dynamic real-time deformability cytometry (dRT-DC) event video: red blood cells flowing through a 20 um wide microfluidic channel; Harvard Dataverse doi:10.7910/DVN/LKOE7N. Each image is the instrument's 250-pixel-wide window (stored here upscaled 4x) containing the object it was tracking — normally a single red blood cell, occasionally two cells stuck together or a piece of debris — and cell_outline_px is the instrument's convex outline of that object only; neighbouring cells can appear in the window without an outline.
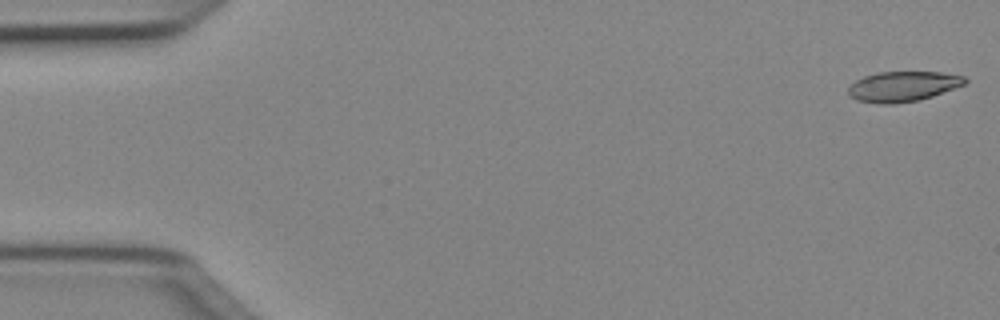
{"species": "Egyptian fruit bat (a non-hibernating species)", "species_latin": "Rousettus aegyptiacus", "temperature_condition": "cold", "stored_images_in_passage": 50, "camera_frame_rate_fps": 3000, "um_per_image_px": 0.085, "animal": {"sex": "female"}, "frame": {"image": 1, "passage_image": 1, "time_ms": 0.0, "image_size_px": [1000, 320], "cell_outline_px": [[968, 80], [964, 84], [932, 96], [920, 100], [892, 104], [880, 104], [856, 100], [848, 92], [848, 88], [856, 80], [864, 76], [876, 72], [940, 72], [964, 76]], "centroid_in_image_um": [76.73, 7.34], "position_along_channel_um": 8.3, "area_um2": 20.4}}
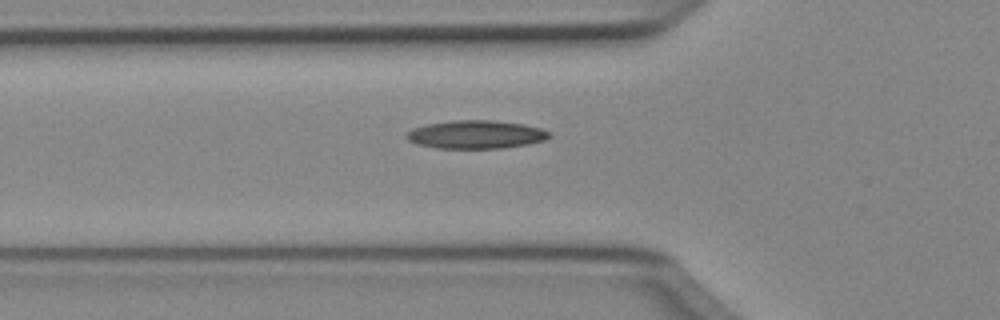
{"frame": {"image": 2, "passage_image": 17, "time_ms": 5.333, "image_size_px": [1000, 320], "cell_outline_px": [[552, 136], [544, 140], [528, 144], [500, 148], [436, 148], [416, 144], [408, 140], [404, 136], [412, 128], [428, 124], [452, 120], [492, 120], [524, 124], [540, 128], [552, 132]], "centroid_in_image_um": [40.46, 11.43], "position_along_channel_um": 85.3, "area_um2": 23.58}}
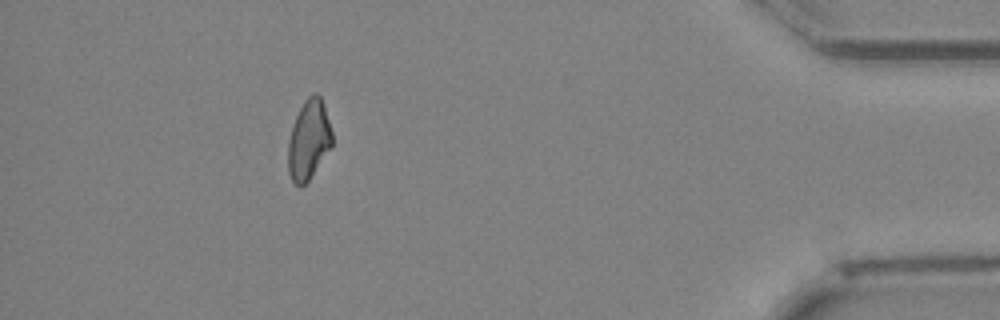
{"frame": {"image": 3, "passage_image": 45, "time_ms": 14.667, "image_size_px": [1000, 320], "cell_outline_px": [[332, 148], [308, 180], [300, 188], [292, 180], [288, 172], [288, 140], [296, 116], [304, 100], [312, 92], [316, 92], [320, 96], [332, 132]], "centroid_in_image_um": [26.24, 11.89], "position_along_channel_um": 409.0, "area_um2": 20.35}}